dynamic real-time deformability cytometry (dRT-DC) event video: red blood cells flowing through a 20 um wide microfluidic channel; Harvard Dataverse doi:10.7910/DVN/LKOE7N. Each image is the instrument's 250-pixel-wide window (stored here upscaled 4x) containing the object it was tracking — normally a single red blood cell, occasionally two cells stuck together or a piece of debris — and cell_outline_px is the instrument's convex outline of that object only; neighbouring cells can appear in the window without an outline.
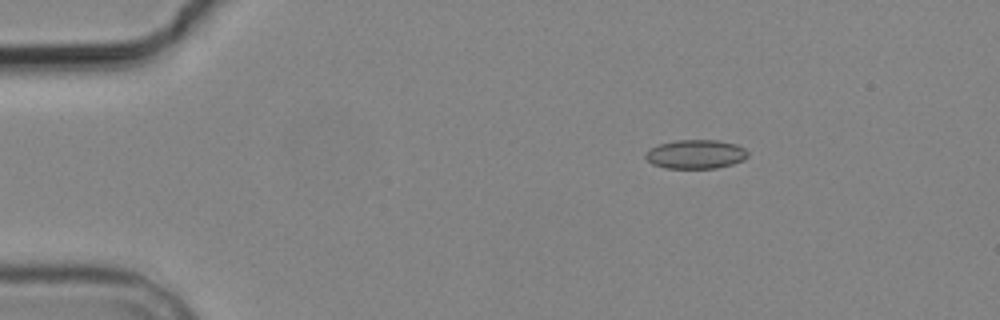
{"species": "common noctule bat (a hibernating species)", "species_latin": "Nyctalus noctula", "temperature_condition": "cold", "stored_images_in_passage": 6, "camera_frame_rate_fps": 3000, "um_per_image_px": 0.085, "animal": {"sex": "male", "body_mass_g": 19.2, "forearm_length_mm": 51.8}, "frame": {"image": 1, "passage_image": 1, "time_ms": 0.0, "image_size_px": [1000, 320], "cell_outline_px": [[748, 156], [744, 160], [732, 164], [716, 168], [664, 168], [652, 164], [644, 156], [644, 152], [660, 144], [676, 140], [720, 140], [736, 144], [744, 148], [748, 152]], "centroid_in_image_um": [59.14, 13.11], "position_along_channel_um": 25.9, "area_um2": 17.34}}
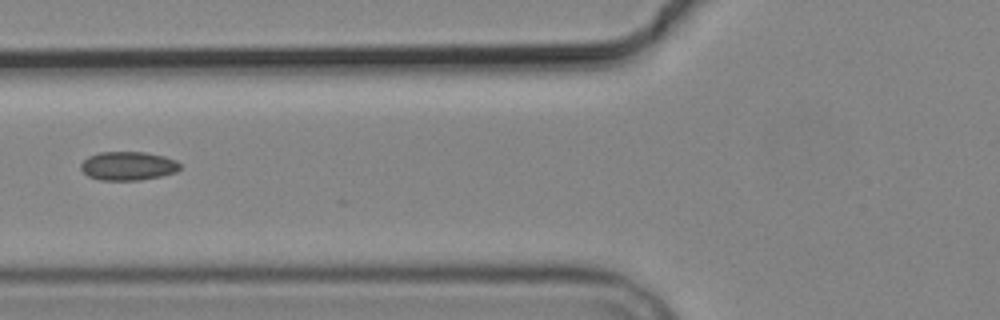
{"frame": {"image": 2, "passage_image": 4, "time_ms": 4.333, "image_size_px": [1000, 320], "cell_outline_px": [[180, 168], [176, 172], [160, 176], [140, 180], [100, 180], [88, 176], [80, 168], [80, 164], [88, 156], [100, 152], [144, 152], [164, 156], [176, 160], [180, 164]], "centroid_in_image_um": [10.87, 14.1], "position_along_channel_um": 114.9, "area_um2": 16.59}}
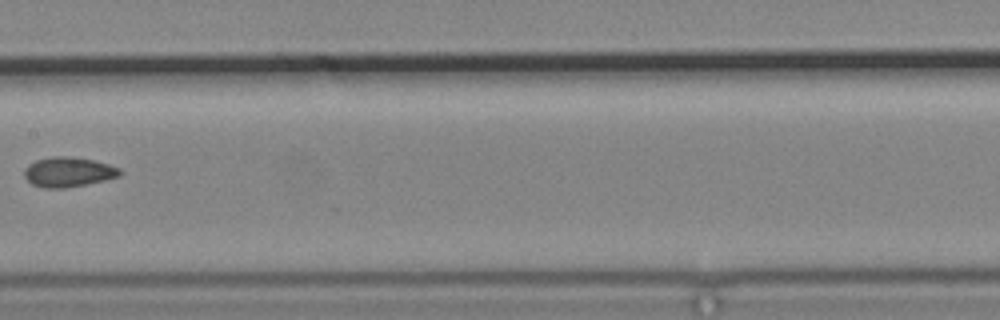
{"frame": {"image": 3, "passage_image": 6, "time_ms": 6.667, "image_size_px": [1000, 320], "cell_outline_px": [[124, 172], [120, 176], [104, 180], [64, 188], [44, 188], [32, 184], [24, 176], [24, 168], [28, 164], [36, 160], [52, 156], [68, 156], [92, 160], [108, 164], [120, 168]], "centroid_in_image_um": [5.8, 14.61], "position_along_channel_um": 201.6, "area_um2": 16.59}}